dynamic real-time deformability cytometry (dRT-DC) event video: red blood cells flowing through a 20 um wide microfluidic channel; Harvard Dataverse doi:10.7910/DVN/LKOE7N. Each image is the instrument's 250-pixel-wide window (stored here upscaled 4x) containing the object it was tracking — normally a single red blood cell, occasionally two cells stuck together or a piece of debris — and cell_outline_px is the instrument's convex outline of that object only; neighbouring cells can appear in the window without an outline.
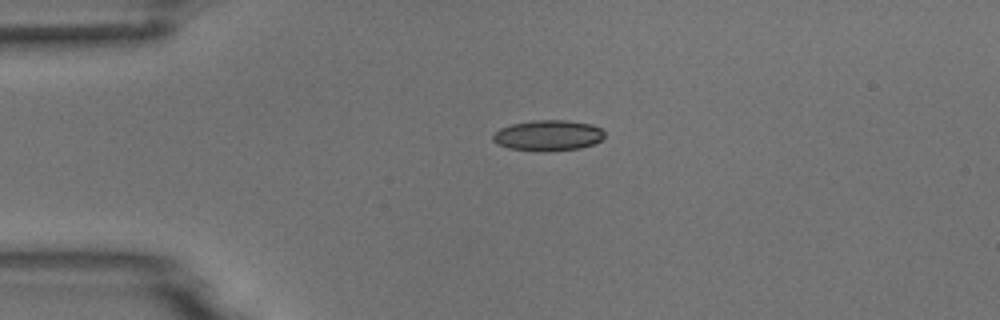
{"species": "common noctule bat (a hibernating species)", "species_latin": "Nyctalus noctula", "temperature_condition": "room temperature", "stored_images_in_passage": 3, "camera_frame_rate_fps": 3000, "um_per_image_px": 0.085, "animal": {"sex": "male", "body_mass_g": 18.8}, "frame": {"image": 1, "passage_image": 3, "time_ms": 2.333, "image_size_px": [1000, 320], "cell_outline_px": [[604, 136], [600, 140], [592, 144], [580, 148], [544, 152], [540, 152], [508, 148], [496, 144], [492, 140], [492, 136], [500, 128], [512, 124], [532, 120], [568, 120], [592, 124], [600, 128], [604, 132]], "centroid_in_image_um": [46.56, 11.52], "position_along_channel_um": 38.4, "area_um2": 20.11}}